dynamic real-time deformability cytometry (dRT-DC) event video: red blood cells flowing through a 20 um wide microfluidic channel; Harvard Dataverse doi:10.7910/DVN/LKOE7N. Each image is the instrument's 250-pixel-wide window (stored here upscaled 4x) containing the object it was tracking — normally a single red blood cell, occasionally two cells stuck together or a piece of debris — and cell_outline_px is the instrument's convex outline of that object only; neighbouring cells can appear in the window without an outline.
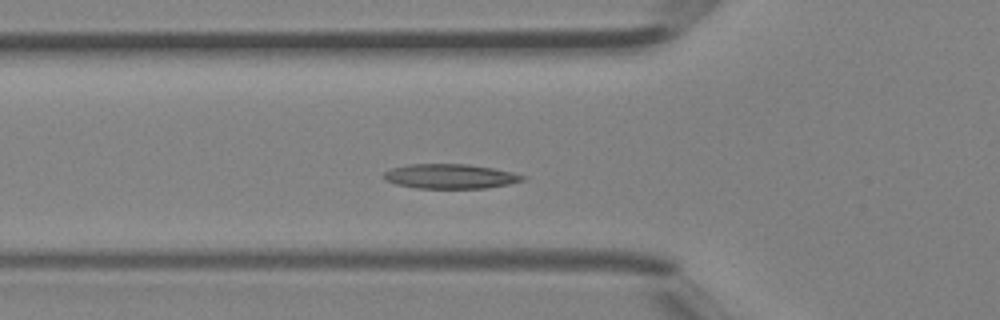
{"species": "Egyptian fruit bat (a non-hibernating species)", "species_latin": "Rousettus aegyptiacus", "temperature_condition": "room temperature", "stored_images_in_passage": 25, "camera_frame_rate_fps": 3000, "um_per_image_px": 0.085, "animal": {"sex": "female"}, "frame": {"image": 1, "passage_image": 7, "time_ms": 2.0, "image_size_px": [1000, 320], "cell_outline_px": [[528, 176], [524, 180], [508, 184], [484, 188], [416, 188], [396, 184], [384, 180], [384, 172], [392, 168], [408, 164], [468, 164], [492, 168], [512, 172]], "centroid_in_image_um": [38.27, 14.98], "position_along_channel_um": 87.5, "area_um2": 19.88}}
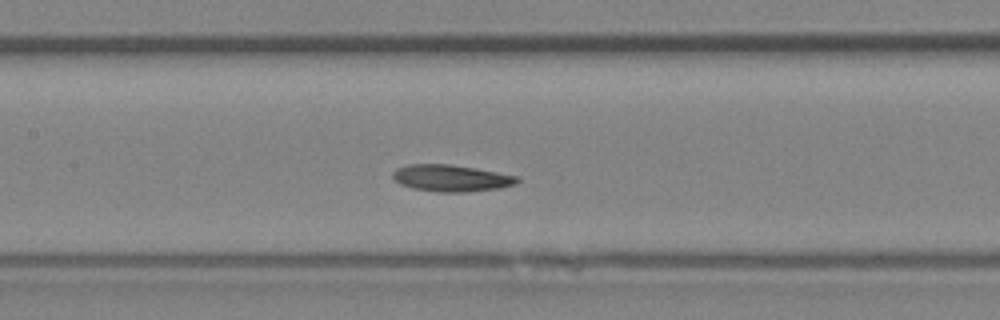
{"frame": {"image": 2, "passage_image": 12, "time_ms": 3.667, "image_size_px": [1000, 320], "cell_outline_px": [[520, 180], [516, 184], [496, 188], [468, 192], [440, 192], [412, 188], [400, 184], [392, 176], [392, 172], [396, 168], [408, 164], [448, 164], [476, 168], [520, 176]], "centroid_in_image_um": [38.36, 15.13], "position_along_channel_um": 169.0, "area_um2": 19.42}}
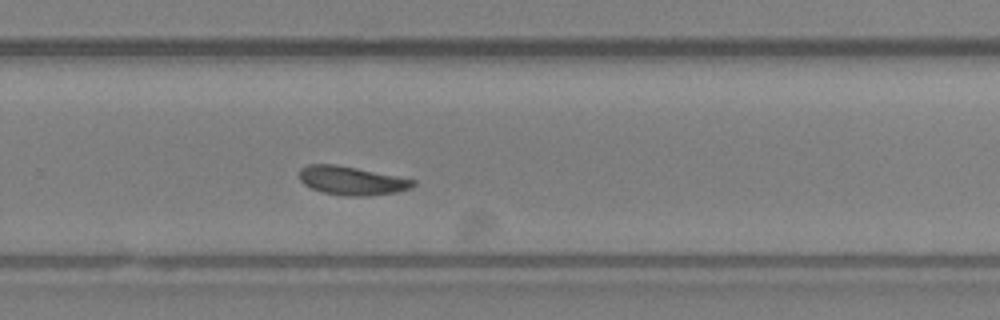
{"frame": {"image": 3, "passage_image": 20, "time_ms": 6.333, "image_size_px": [1000, 320], "cell_outline_px": [[416, 184], [412, 188], [396, 192], [368, 196], [348, 196], [324, 192], [312, 188], [304, 184], [300, 180], [300, 168], [308, 164], [336, 164], [416, 180]], "centroid_in_image_um": [29.9, 15.35], "position_along_channel_um": 299.9, "area_um2": 18.84}}